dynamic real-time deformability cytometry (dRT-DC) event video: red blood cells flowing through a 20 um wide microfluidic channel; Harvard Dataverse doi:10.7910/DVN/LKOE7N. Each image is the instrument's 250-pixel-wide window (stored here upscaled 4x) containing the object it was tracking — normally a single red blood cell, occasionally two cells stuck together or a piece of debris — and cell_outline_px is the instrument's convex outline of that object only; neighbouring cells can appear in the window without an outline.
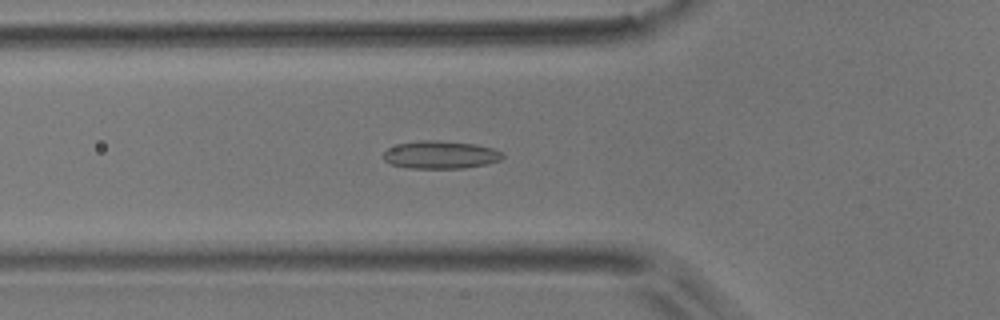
{"species": "common noctule bat (a hibernating species)", "species_latin": "Nyctalus noctula", "temperature_condition": "room temperature", "stored_images_in_passage": 55, "camera_frame_rate_fps": 3000, "um_per_image_px": 0.085, "animal": {"sex": "male", "body_mass_g": 17.9}, "frame": {"image": 1, "passage_image": 19, "time_ms": 6.0, "image_size_px": [1000, 320], "cell_outline_px": [[504, 156], [500, 160], [488, 164], [464, 168], [408, 168], [392, 164], [384, 160], [384, 152], [388, 148], [400, 144], [420, 140], [436, 140], [476, 144], [492, 148], [504, 152]], "centroid_in_image_um": [37.49, 13.16], "position_along_channel_um": 88.3, "area_um2": 19.31}}
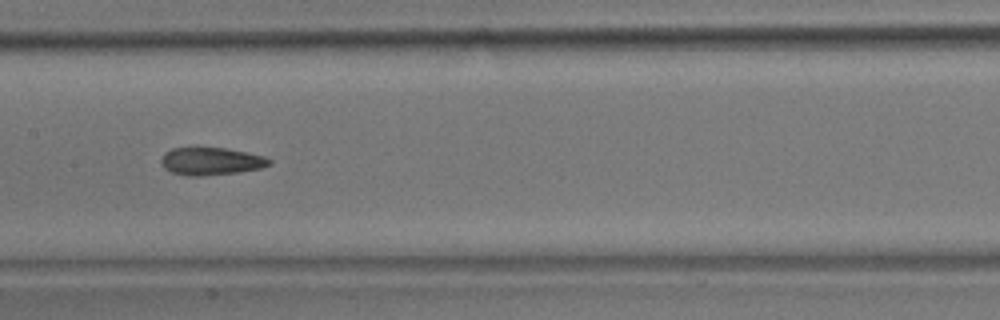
{"frame": {"image": 2, "passage_image": 27, "time_ms": 8.667, "image_size_px": [1000, 320], "cell_outline_px": [[272, 164], [260, 168], [240, 172], [200, 176], [184, 176], [172, 172], [164, 168], [160, 160], [164, 152], [172, 148], [224, 148], [264, 156], [272, 160]], "centroid_in_image_um": [17.92, 13.72], "position_along_channel_um": 189.5, "area_um2": 17.4}}
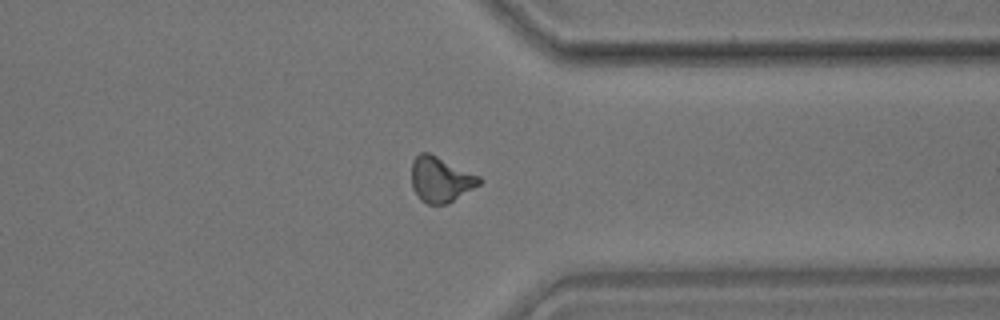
{"frame": {"image": 3, "passage_image": 42, "time_ms": 13.667, "image_size_px": [1000, 320], "cell_outline_px": [[484, 180], [480, 184], [448, 204], [428, 204], [420, 200], [412, 188], [412, 160], [420, 152], [428, 152], [480, 176]], "centroid_in_image_um": [37.45, 15.26], "position_along_channel_um": 374.0, "area_um2": 17.92}, "authors_computed_cell_mechanics": {"area_um2": 17.629, "velocity_mm_per_s": 3.7559, "shape_relaxation_time_tau1_ms": null, "shape_relaxation_time_tau2_ms": 1.7761, "deformation_change_tau1": null, "deformation_change_tau2": 0.0904}}